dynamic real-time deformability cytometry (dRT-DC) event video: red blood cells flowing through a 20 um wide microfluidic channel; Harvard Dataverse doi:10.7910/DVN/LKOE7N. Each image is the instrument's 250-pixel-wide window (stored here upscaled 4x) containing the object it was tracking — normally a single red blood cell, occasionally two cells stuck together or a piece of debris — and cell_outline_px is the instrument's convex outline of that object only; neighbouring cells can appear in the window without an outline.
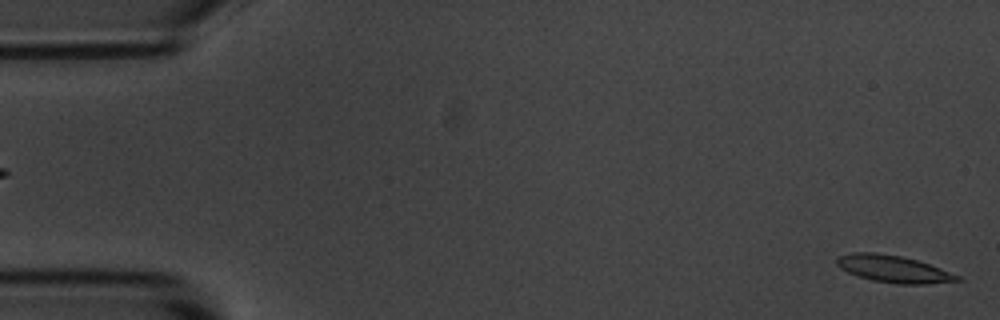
{"species": "common noctule bat (a hibernating species)", "species_latin": "Nyctalus noctula", "temperature_condition": "room temperature", "stored_images_in_passage": 5, "camera_frame_rate_fps": 3000, "um_per_image_px": 0.085, "animal": {"sex": "male", "body_mass_g": 20.1, "forearm_length_mm": 53.5}, "frame": {"image": 1, "passage_image": 5, "time_ms": 5.667, "image_size_px": [1000, 320], "cell_outline_px": [[964, 280], [924, 284], [900, 284], [872, 280], [848, 272], [840, 268], [836, 264], [836, 256], [852, 252], [876, 252], [900, 256], [916, 260], [940, 268], [960, 276]], "centroid_in_image_um": [75.92, 22.85], "position_along_channel_um": 9.1, "area_um2": 18.9}}